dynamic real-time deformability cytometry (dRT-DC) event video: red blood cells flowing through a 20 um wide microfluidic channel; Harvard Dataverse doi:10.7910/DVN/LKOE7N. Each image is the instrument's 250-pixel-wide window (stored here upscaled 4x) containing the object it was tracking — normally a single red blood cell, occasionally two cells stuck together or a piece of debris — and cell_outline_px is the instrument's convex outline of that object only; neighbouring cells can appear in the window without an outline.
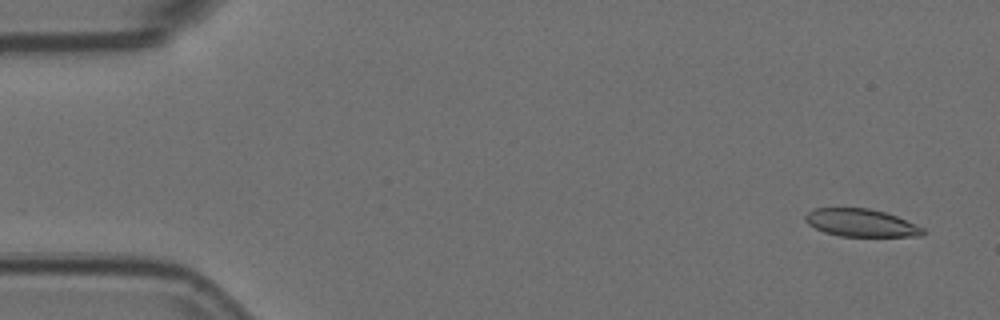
{"species": "Egyptian fruit bat (a non-hibernating species)", "species_latin": "Rousettus aegyptiacus", "temperature_condition": "room temperature", "stored_images_in_passage": 5, "segment_of_instrument_passage": [1, 2], "camera_frame_rate_fps": 3000, "um_per_image_px": 0.085, "animal": {"sex": "female"}, "frame": {"image": 1, "passage_image": 1, "time_ms": 0.0, "image_size_px": [1000, 320], "cell_outline_px": [[924, 236], [840, 236], [824, 232], [808, 224], [804, 220], [804, 216], [812, 208], [868, 208], [884, 212], [896, 216], [924, 228]], "centroid_in_image_um": [73.16, 18.94], "position_along_channel_um": 11.8, "area_um2": 18.9}}